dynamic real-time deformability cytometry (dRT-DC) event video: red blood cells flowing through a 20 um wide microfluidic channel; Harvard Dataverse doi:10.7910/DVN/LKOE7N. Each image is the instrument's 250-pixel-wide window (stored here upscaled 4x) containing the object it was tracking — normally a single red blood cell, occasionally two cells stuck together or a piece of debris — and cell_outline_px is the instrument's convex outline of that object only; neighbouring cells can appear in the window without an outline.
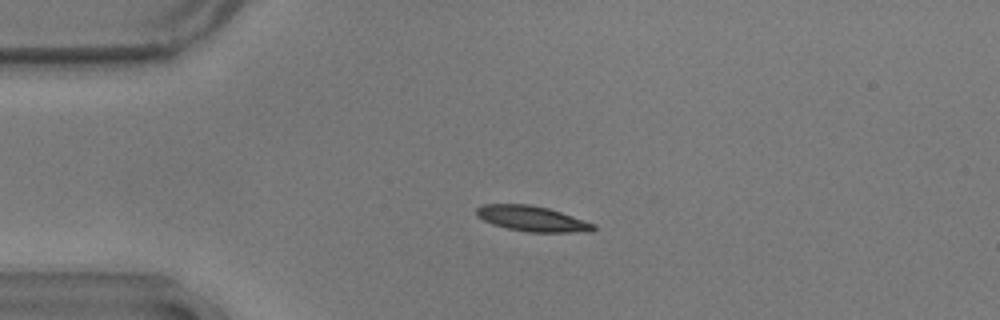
{"species": "common noctule bat (a hibernating species)", "species_latin": "Nyctalus noctula", "temperature_condition": "warm", "stored_images_in_passage": 57, "camera_frame_rate_fps": 3000, "um_per_image_px": 0.085, "animal": {"sex": "male", "body_mass_g": 17.9}, "frame": {"image": 1, "passage_image": 14, "time_ms": 4.333, "image_size_px": [1000, 320], "cell_outline_px": [[596, 228], [592, 232], [528, 232], [508, 228], [492, 224], [476, 216], [476, 208], [484, 204], [528, 204], [548, 208], [596, 224]], "centroid_in_image_um": [45.24, 18.59], "position_along_channel_um": 39.8, "area_um2": 17.28}}
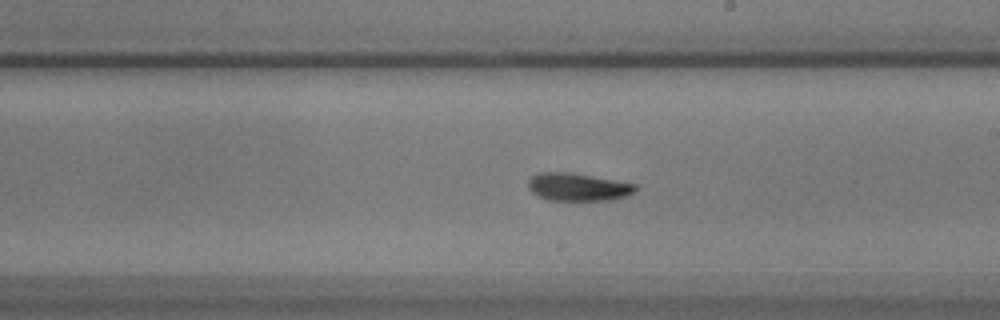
{"frame": {"image": 2, "passage_image": 33, "time_ms": 10.667, "image_size_px": [1000, 320], "cell_outline_px": [[636, 192], [628, 196], [612, 200], [548, 200], [532, 192], [528, 188], [528, 180], [532, 176], [540, 172], [572, 172], [636, 184]], "centroid_in_image_um": [49.14, 15.89], "position_along_channel_um": 239.9, "area_um2": 17.46}}
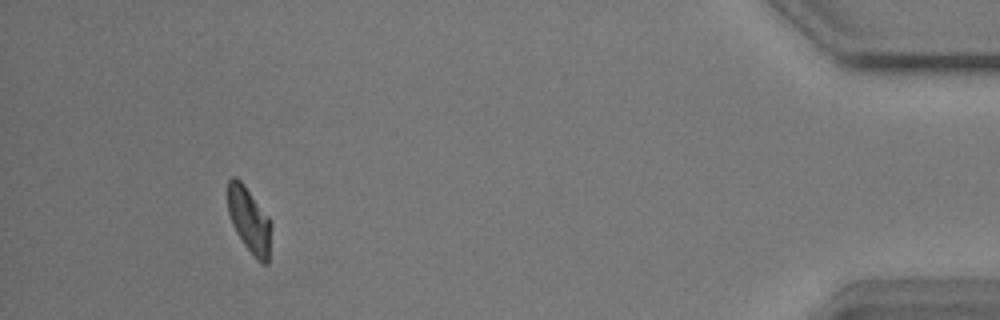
{"frame": {"image": 3, "passage_image": 53, "time_ms": 17.333, "image_size_px": [1000, 320], "cell_outline_px": [[272, 224], [268, 264], [264, 264], [256, 260], [244, 244], [236, 232], [232, 224], [228, 212], [228, 180], [232, 176], [236, 176], [244, 184], [272, 220]], "centroid_in_image_um": [21.21, 18.71], "position_along_channel_um": 414.0, "area_um2": 16.82}, "authors_computed_cell_mechanics": {"area_um2": 17.1666, "velocity_mm_per_s": 3.5843, "shape_relaxation_time_tau1_ms": 4.6023, "shape_relaxation_time_tau2_ms": 5.1456, "deformation_change_tau1": 0.1348, "deformation_change_tau2": 0.1059}}